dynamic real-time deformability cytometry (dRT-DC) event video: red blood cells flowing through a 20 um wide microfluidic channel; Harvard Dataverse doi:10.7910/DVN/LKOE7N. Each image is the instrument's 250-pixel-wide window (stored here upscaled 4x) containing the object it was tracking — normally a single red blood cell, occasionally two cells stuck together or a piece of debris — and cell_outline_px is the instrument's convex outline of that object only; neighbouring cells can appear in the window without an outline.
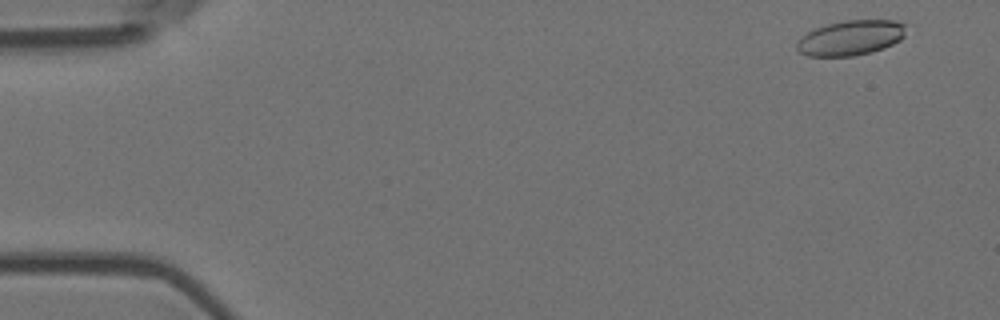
{"species": "Egyptian fruit bat (a non-hibernating species)", "species_latin": "Rousettus aegyptiacus", "temperature_condition": "room temperature", "stored_images_in_passage": 6, "camera_frame_rate_fps": 3000, "um_per_image_px": 0.085, "animal": {"sex": "female"}, "frame": {"image": 1, "passage_image": 1, "time_ms": 0.0, "image_size_px": [1000, 320], "cell_outline_px": [[908, 24], [904, 36], [900, 40], [884, 48], [852, 56], [808, 56], [800, 52], [796, 48], [796, 40], [808, 32], [816, 28], [828, 24], [844, 20], [896, 20]], "centroid_in_image_um": [72.33, 3.2], "position_along_channel_um": 12.7, "area_um2": 22.37}}
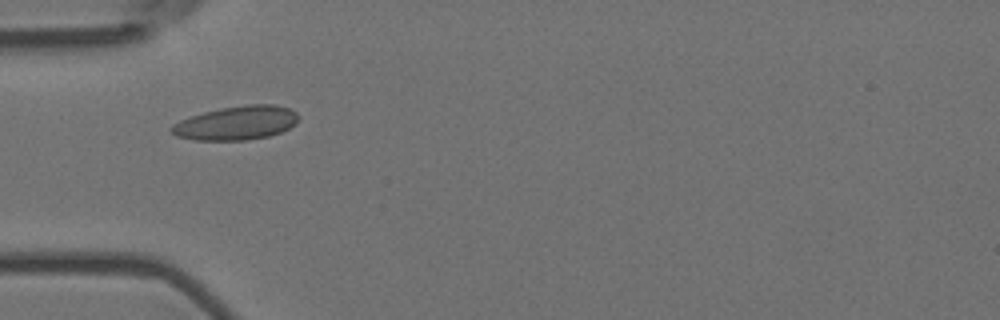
{"frame": {"image": 2, "passage_image": 5, "time_ms": 1.333, "image_size_px": [1000, 320], "cell_outline_px": [[300, 116], [296, 124], [280, 132], [268, 136], [244, 140], [192, 140], [176, 136], [168, 132], [168, 128], [172, 124], [180, 120], [204, 112], [220, 108], [248, 104], [276, 104], [288, 108], [296, 112]], "centroid_in_image_um": [20.07, 10.45], "position_along_channel_um": 64.9, "area_um2": 25.26}}
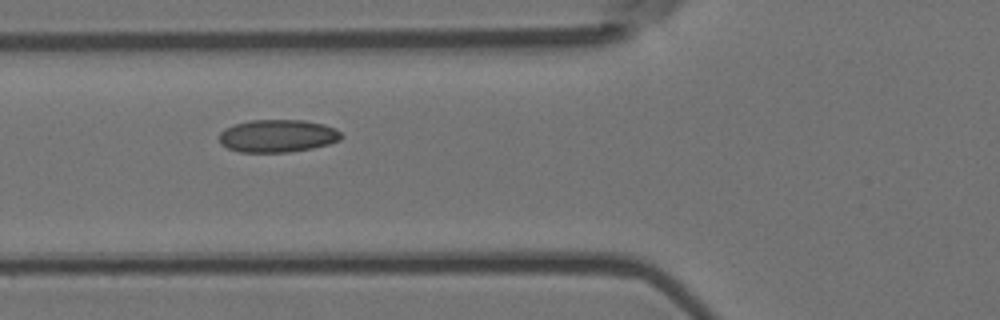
{"frame": {"image": 3, "passage_image": 6, "time_ms": 1.667, "image_size_px": [1000, 320], "cell_outline_px": [[344, 136], [340, 140], [328, 144], [312, 148], [288, 152], [240, 152], [228, 148], [220, 144], [220, 132], [224, 128], [232, 124], [248, 120], [304, 120], [324, 124], [336, 128]], "centroid_in_image_um": [23.59, 11.54], "position_along_channel_um": 102.2, "area_um2": 23.47}}